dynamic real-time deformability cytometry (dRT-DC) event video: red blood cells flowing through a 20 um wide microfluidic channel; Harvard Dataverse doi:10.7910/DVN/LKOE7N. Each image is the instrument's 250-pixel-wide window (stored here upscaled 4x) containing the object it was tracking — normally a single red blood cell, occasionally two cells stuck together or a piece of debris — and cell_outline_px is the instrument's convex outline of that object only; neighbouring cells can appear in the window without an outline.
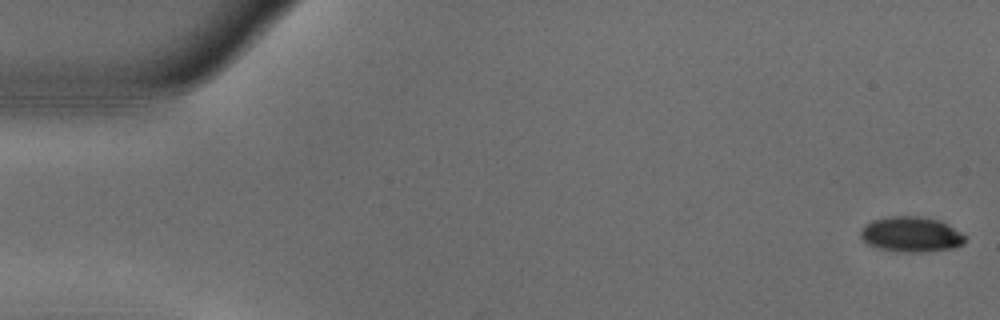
{"species": "common noctule bat (a hibernating species)", "species_latin": "Nyctalus noctula", "temperature_condition": "warm", "stored_images_in_passage": 55, "camera_frame_rate_fps": 3000, "um_per_image_px": 0.085, "animal": {"sex": "male", "body_mass_g": 18.8}, "frame": {"image": 1, "passage_image": 1, "time_ms": 0.0, "image_size_px": [1000, 320], "cell_outline_px": [[964, 244], [952, 248], [924, 252], [900, 252], [876, 248], [868, 244], [860, 236], [860, 232], [864, 224], [872, 220], [892, 216], [916, 216], [940, 220], [960, 232], [964, 236]], "centroid_in_image_um": [77.41, 19.92], "position_along_channel_um": 7.6, "area_um2": 21.44}}
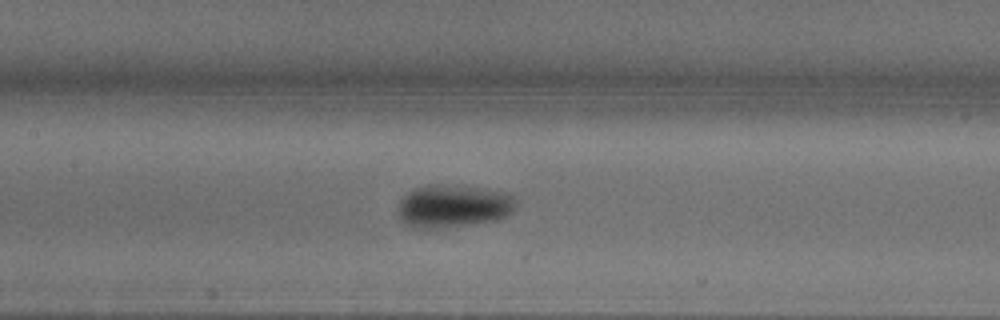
{"frame": {"image": 2, "passage_image": 25, "time_ms": 8.0, "image_size_px": [1000, 320], "cell_outline_px": [[516, 204], [512, 212], [508, 216], [496, 220], [476, 224], [440, 228], [412, 228], [396, 212], [396, 208], [400, 200], [408, 192], [416, 188], [428, 184], [456, 184], [504, 192], [516, 196]], "centroid_in_image_um": [38.54, 17.51], "position_along_channel_um": 168.9, "area_um2": 29.94}}
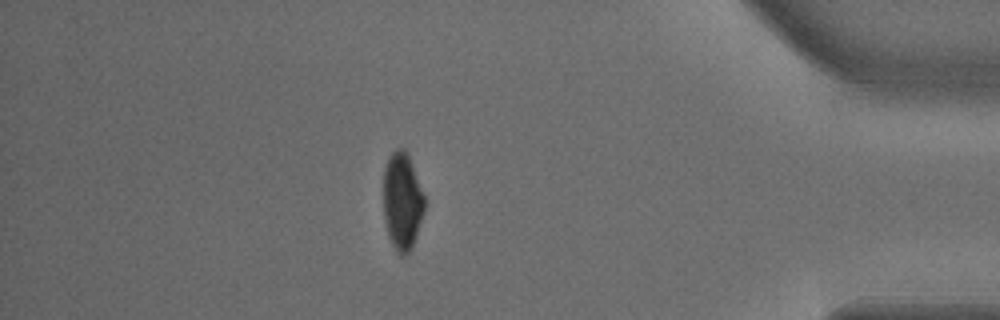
{"frame": {"image": 3, "passage_image": 47, "time_ms": 15.333, "image_size_px": [1000, 320], "cell_outline_px": [[424, 212], [412, 248], [404, 256], [400, 256], [396, 252], [388, 236], [384, 220], [384, 168], [388, 156], [396, 148], [404, 148], [408, 156], [424, 196]], "centroid_in_image_um": [34.17, 17.14], "position_along_channel_um": 401.0, "area_um2": 23.18}, "authors_computed_cell_mechanics": {"area_um2": 25.0852, "velocity_mm_per_s": 3.7154, "shape_relaxation_time_tau1_ms": 3.0612, "shape_relaxation_time_tau2_ms": null, "deformation_change_tau1": 0.1422, "deformation_change_tau2": null}}